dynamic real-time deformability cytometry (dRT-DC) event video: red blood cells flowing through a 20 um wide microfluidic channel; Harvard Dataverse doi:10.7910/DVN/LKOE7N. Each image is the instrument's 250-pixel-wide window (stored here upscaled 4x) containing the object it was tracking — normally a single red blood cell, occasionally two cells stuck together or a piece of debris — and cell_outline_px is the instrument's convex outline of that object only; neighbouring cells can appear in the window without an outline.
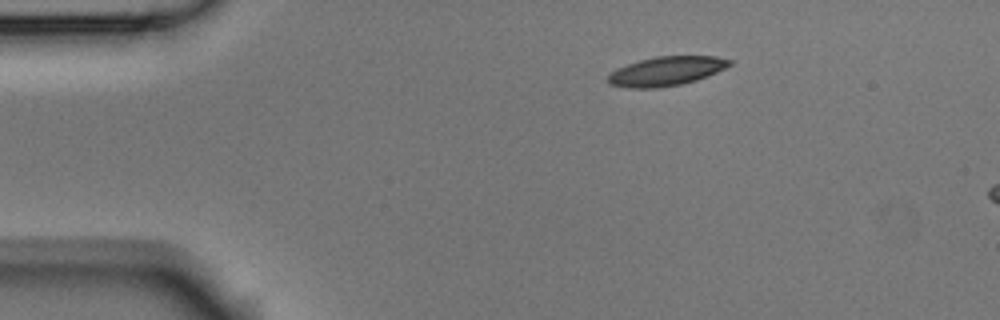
{"species": "Egyptian fruit bat (a non-hibernating species)", "species_latin": "Rousettus aegyptiacus", "temperature_condition": "room temperature", "stored_images_in_passage": 3, "camera_frame_rate_fps": 3000, "um_per_image_px": 0.085, "animal": {"sex": "male"}, "frame": {"image": 1, "passage_image": 1, "time_ms": 0.0, "image_size_px": [1000, 320], "cell_outline_px": [[732, 64], [716, 72], [696, 80], [680, 84], [656, 88], [628, 88], [608, 84], [608, 76], [612, 72], [628, 64], [640, 60], [656, 56], [716, 56], [732, 60]], "centroid_in_image_um": [56.64, 6.04], "position_along_channel_um": 28.4, "area_um2": 20.4}}